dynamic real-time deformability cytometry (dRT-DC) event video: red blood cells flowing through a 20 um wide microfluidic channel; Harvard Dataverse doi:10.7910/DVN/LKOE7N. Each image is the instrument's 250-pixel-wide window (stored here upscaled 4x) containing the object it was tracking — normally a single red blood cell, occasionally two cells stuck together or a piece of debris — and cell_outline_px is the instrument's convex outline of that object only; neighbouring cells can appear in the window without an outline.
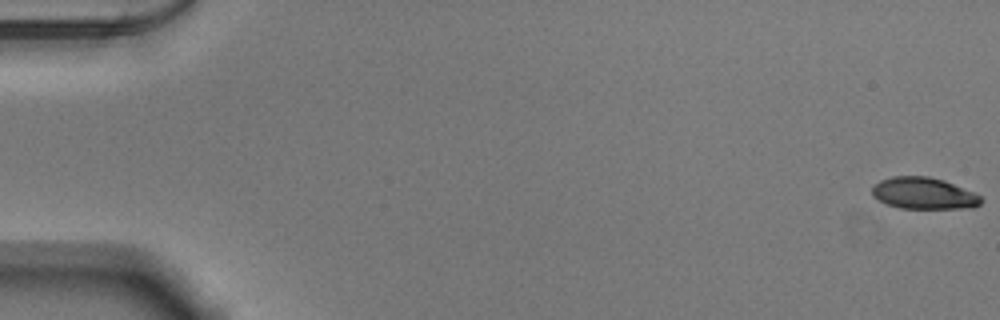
{"species": "Egyptian fruit bat (a non-hibernating species)", "species_latin": "Rousettus aegyptiacus", "temperature_condition": "warm", "stored_images_in_passage": 53, "camera_frame_rate_fps": 3000, "um_per_image_px": 0.085, "animal": {"sex": "male"}, "frame": {"image": 1, "passage_image": 1, "time_ms": 0.0, "image_size_px": [1000, 320], "cell_outline_px": [[984, 200], [980, 204], [972, 208], [900, 208], [888, 204], [872, 196], [872, 188], [880, 180], [892, 176], [928, 176], [944, 180], [972, 192], [980, 196]], "centroid_in_image_um": [78.52, 16.43], "position_along_channel_um": 6.5, "area_um2": 19.94}}
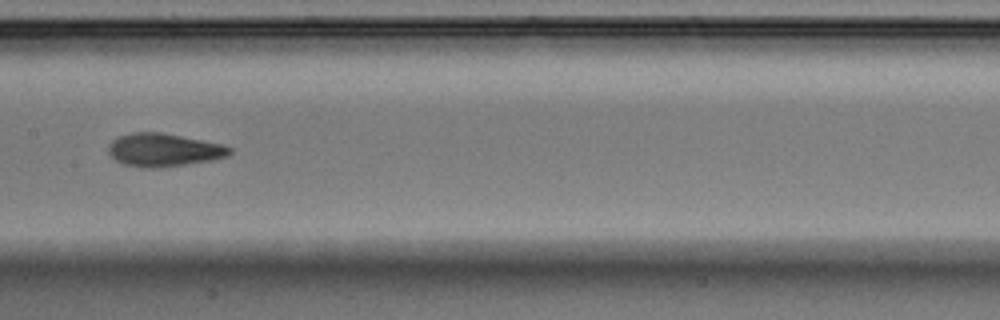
{"frame": {"image": 2, "passage_image": 28, "time_ms": 9.0, "image_size_px": [1000, 320], "cell_outline_px": [[232, 152], [228, 156], [212, 160], [164, 168], [140, 168], [124, 164], [116, 160], [108, 152], [108, 144], [112, 140], [120, 136], [132, 132], [160, 132], [220, 144], [232, 148]], "centroid_in_image_um": [13.89, 12.76], "position_along_channel_um": 193.5, "area_um2": 23.41}}
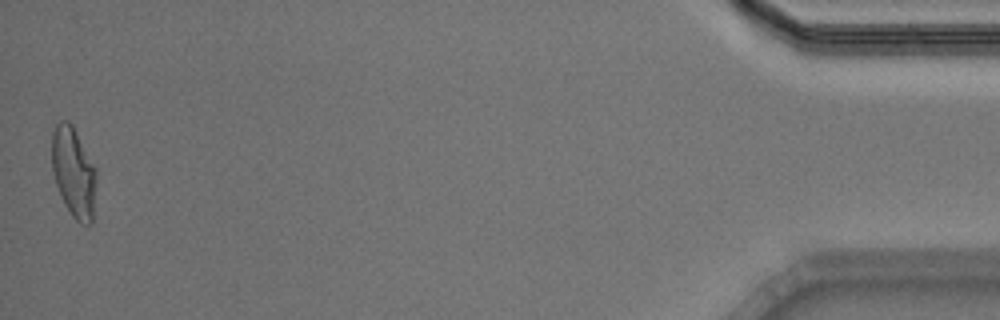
{"frame": {"image": 3, "passage_image": 53, "time_ms": 17.333, "image_size_px": [1000, 320], "cell_outline_px": [[96, 180], [92, 224], [80, 224], [72, 216], [64, 204], [56, 184], [52, 172], [52, 132], [56, 124], [60, 120], [68, 120], [72, 124], [96, 168]], "centroid_in_image_um": [6.25, 14.64], "position_along_channel_um": 428.9, "area_um2": 23.47}, "authors_computed_cell_mechanics": {"area_um2": 22.4264, "velocity_mm_per_s": 3.8891, "shape_relaxation_time_tau1_ms": 5.9002, "shape_relaxation_time_tau2_ms": 1.8492, "deformation_change_tau1": 0.2075, "deformation_change_tau2": 0.0911}}